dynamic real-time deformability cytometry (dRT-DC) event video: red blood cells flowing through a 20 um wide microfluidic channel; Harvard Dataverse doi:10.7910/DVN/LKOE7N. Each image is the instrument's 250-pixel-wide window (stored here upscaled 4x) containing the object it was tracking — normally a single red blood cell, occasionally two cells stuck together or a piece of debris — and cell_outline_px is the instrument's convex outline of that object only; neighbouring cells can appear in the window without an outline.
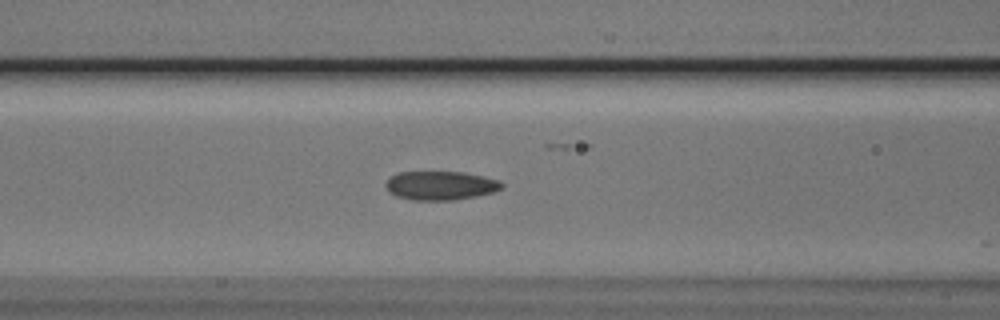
{"species": "Egyptian fruit bat (a non-hibernating species)", "species_latin": "Rousettus aegyptiacus", "temperature_condition": "cold", "stored_images_in_passage": 36, "camera_frame_rate_fps": 3000, "um_per_image_px": 0.085, "animal": {"sex": "male"}, "frame": {"image": 1, "passage_image": 3, "time_ms": 0.667, "image_size_px": [1000, 320], "cell_outline_px": [[504, 188], [496, 192], [456, 200], [412, 200], [396, 196], [388, 192], [384, 184], [392, 176], [400, 172], [464, 172], [484, 176], [500, 180], [504, 184]], "centroid_in_image_um": [37.49, 15.78], "position_along_channel_um": 129.1, "area_um2": 19.77}}
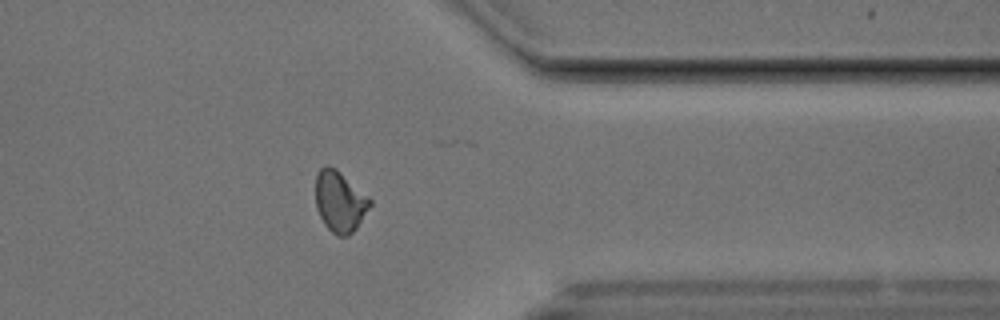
{"frame": {"image": 2, "passage_image": 24, "time_ms": 7.667, "image_size_px": [1000, 320], "cell_outline_px": [[372, 204], [356, 228], [348, 236], [336, 236], [324, 224], [316, 208], [316, 176], [320, 168], [324, 164], [328, 164], [336, 168], [368, 196], [372, 200]], "centroid_in_image_um": [28.88, 17.11], "position_along_channel_um": 382.5, "area_um2": 19.36}}
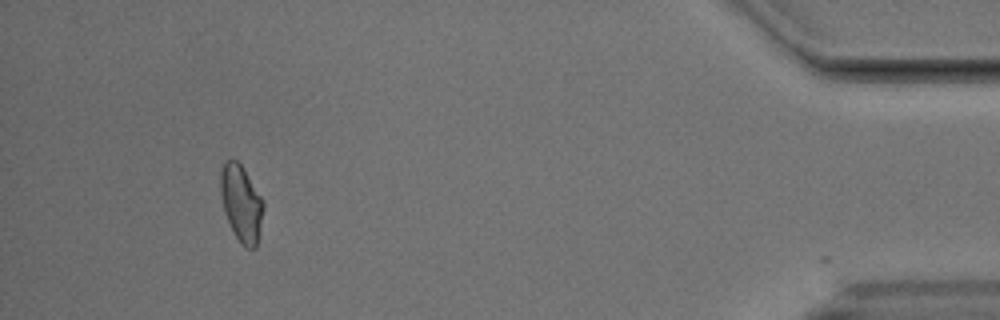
{"frame": {"image": 3, "passage_image": 31, "time_ms": 10.0, "image_size_px": [1000, 320], "cell_outline_px": [[264, 208], [256, 248], [244, 248], [240, 244], [224, 212], [220, 192], [220, 164], [224, 160], [236, 160], [244, 168], [264, 200]], "centroid_in_image_um": [20.5, 17.24], "position_along_channel_um": 414.7, "area_um2": 19.36}, "authors_computed_cell_mechanics": {"area_um2": 19.363, "velocity_mm_per_s": 3.7594, "shape_relaxation_time_tau1_ms": 4.4931, "shape_relaxation_time_tau2_ms": 1.4937, "deformation_change_tau1": 0.1042, "deformation_change_tau2": 0.0522}}